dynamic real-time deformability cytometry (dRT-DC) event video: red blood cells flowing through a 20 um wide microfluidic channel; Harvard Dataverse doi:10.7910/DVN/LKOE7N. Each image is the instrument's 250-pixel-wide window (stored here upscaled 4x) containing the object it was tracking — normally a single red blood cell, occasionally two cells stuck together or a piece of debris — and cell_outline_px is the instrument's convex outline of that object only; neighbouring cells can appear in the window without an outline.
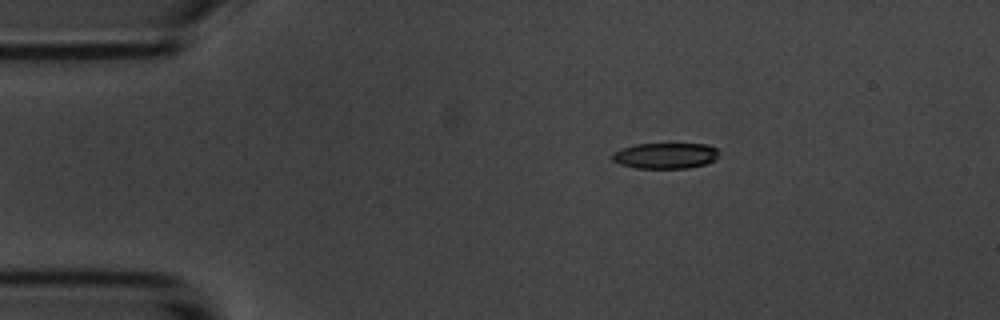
{"species": "common noctule bat (a hibernating species)", "species_latin": "Nyctalus noctula", "temperature_condition": "room temperature", "stored_images_in_passage": 48, "camera_frame_rate_fps": 3000, "um_per_image_px": 0.085, "animal": {"sex": "male", "body_mass_g": 20.1, "forearm_length_mm": 53.5}, "frame": {"image": 1, "passage_image": 1, "time_ms": 0.0, "image_size_px": [1000, 320], "cell_outline_px": [[716, 160], [704, 164], [688, 168], [636, 168], [620, 164], [612, 160], [612, 152], [620, 148], [636, 144], [708, 144], [716, 148]], "centroid_in_image_um": [56.51, 13.23], "position_along_channel_um": 28.5, "area_um2": 16.01}}
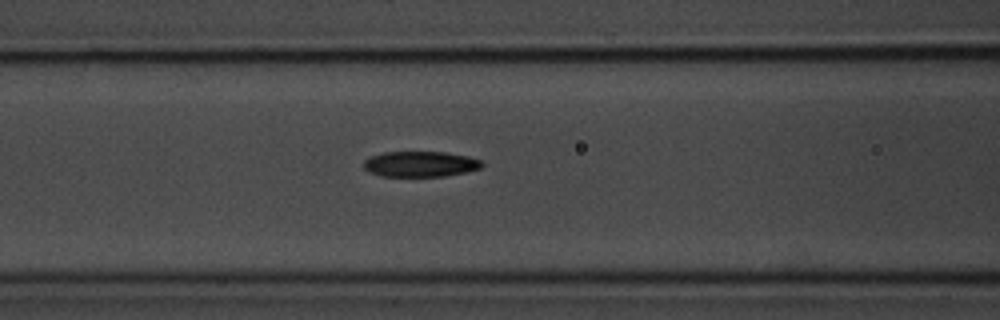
{"frame": {"image": 2, "passage_image": 14, "time_ms": 4.333, "image_size_px": [1000, 320], "cell_outline_px": [[484, 164], [480, 168], [464, 172], [444, 176], [384, 176], [368, 172], [364, 168], [364, 160], [368, 156], [384, 152], [448, 152], [468, 156], [484, 160]], "centroid_in_image_um": [35.73, 13.93], "position_along_channel_um": 130.9, "area_um2": 17.74}}
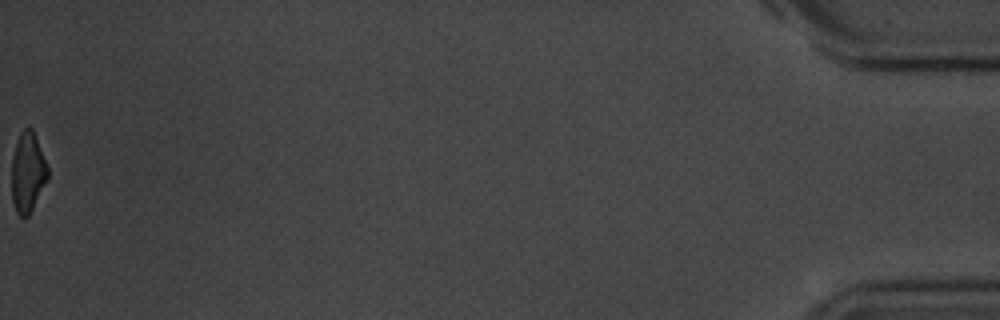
{"frame": {"image": 3, "passage_image": 48, "time_ms": 15.667, "image_size_px": [1000, 320], "cell_outline_px": [[48, 180], [28, 216], [20, 216], [16, 212], [12, 200], [12, 156], [20, 132], [24, 128], [32, 128], [48, 168]], "centroid_in_image_um": [2.35, 14.66], "position_along_channel_um": 432.8, "area_um2": 16.65}, "authors_computed_cell_mechanics": {"area_um2": 18.2648, "velocity_mm_per_s": 3.5679, "shape_relaxation_time_tau1_ms": 3.9476, "shape_relaxation_time_tau2_ms": 4.0363, "deformation_change_tau1": 0.1474, "deformation_change_tau2": 0.12}}